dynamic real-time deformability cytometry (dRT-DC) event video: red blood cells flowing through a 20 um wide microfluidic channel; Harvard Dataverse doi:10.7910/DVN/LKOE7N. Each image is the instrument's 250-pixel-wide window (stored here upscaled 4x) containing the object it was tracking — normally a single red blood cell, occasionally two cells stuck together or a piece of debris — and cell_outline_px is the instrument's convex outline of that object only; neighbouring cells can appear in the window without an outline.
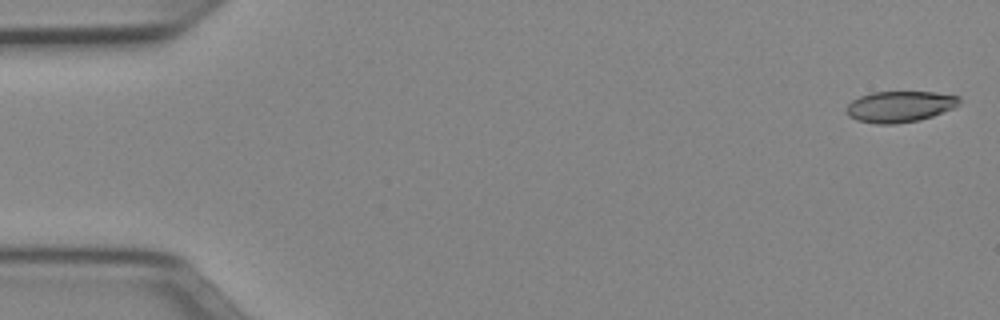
{"species": "Egyptian fruit bat (a non-hibernating species)", "species_latin": "Rousettus aegyptiacus", "temperature_condition": "cold", "stored_images_in_passage": 10, "camera_frame_rate_fps": 3000, "um_per_image_px": 0.085, "animal": {"sex": "female"}, "frame": {"image": 1, "passage_image": 1, "time_ms": 0.0, "image_size_px": [1000, 320], "cell_outline_px": [[960, 104], [952, 108], [932, 116], [920, 120], [896, 124], [876, 124], [856, 120], [848, 116], [844, 112], [844, 108], [852, 100], [860, 96], [872, 92], [936, 92], [960, 96]], "centroid_in_image_um": [76.44, 9.06], "position_along_channel_um": 8.6, "area_um2": 20.69}}